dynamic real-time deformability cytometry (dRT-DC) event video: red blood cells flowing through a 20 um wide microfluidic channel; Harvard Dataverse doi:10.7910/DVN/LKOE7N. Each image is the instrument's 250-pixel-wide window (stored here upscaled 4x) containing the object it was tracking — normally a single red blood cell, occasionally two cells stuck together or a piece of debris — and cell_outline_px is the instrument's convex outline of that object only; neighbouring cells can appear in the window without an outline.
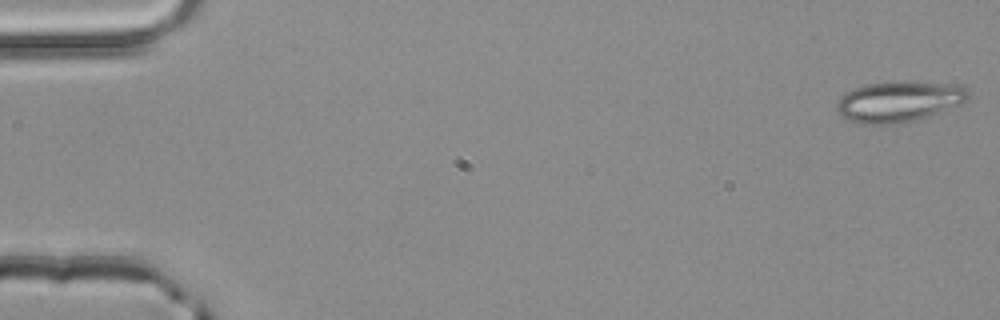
{"species": "common noctule bat (a hibernating species)", "species_latin": "Nyctalus noctula", "temperature_condition": "room temperature", "stored_images_in_passage": 15, "camera_frame_rate_fps": 3000, "um_per_image_px": 0.085, "animal": {"sex": "male", "body_mass_g": 20.4}, "frame": {"image": 1, "passage_image": 1, "time_ms": 0.0, "image_size_px": [1000, 320], "cell_outline_px": [[972, 96], [960, 104], [920, 120], [896, 124], [856, 124], [840, 116], [836, 108], [836, 100], [844, 92], [852, 88], [864, 84], [900, 80], [956, 84], [968, 88]], "centroid_in_image_um": [76.39, 8.62], "position_along_channel_um": 8.6, "area_um2": 32.31}}